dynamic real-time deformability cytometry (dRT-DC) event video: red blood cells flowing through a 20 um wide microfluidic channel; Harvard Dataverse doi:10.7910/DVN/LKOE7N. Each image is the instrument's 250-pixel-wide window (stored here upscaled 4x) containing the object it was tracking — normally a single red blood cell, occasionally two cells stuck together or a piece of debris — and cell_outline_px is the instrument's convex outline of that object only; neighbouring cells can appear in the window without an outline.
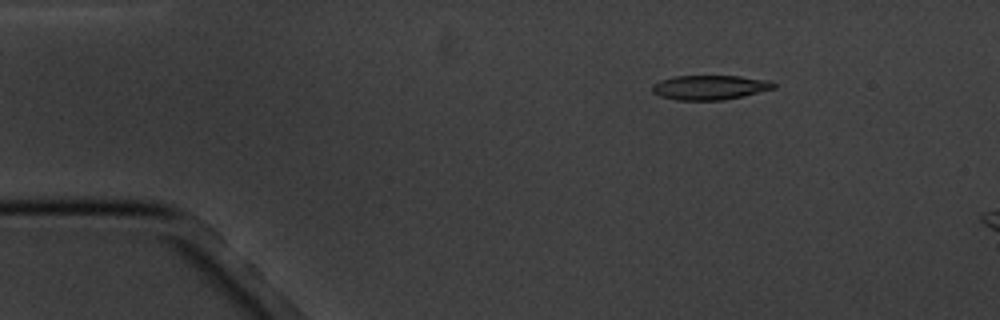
{"species": "common noctule bat (a hibernating species)", "species_latin": "Nyctalus noctula", "temperature_condition": "cold", "stored_images_in_passage": 4, "camera_frame_rate_fps": 3000, "um_per_image_px": 0.085, "animal": {"sex": "male", "body_mass_g": 20.1, "forearm_length_mm": 53.5}, "frame": {"image": 1, "passage_image": 2, "time_ms": 2.0, "image_size_px": [1000, 320], "cell_outline_px": [[776, 88], [724, 100], [676, 100], [660, 96], [652, 92], [652, 84], [660, 80], [676, 76], [740, 76], [772, 80], [776, 84]], "centroid_in_image_um": [60.35, 7.42], "position_along_channel_um": 24.7, "area_um2": 17.46}}